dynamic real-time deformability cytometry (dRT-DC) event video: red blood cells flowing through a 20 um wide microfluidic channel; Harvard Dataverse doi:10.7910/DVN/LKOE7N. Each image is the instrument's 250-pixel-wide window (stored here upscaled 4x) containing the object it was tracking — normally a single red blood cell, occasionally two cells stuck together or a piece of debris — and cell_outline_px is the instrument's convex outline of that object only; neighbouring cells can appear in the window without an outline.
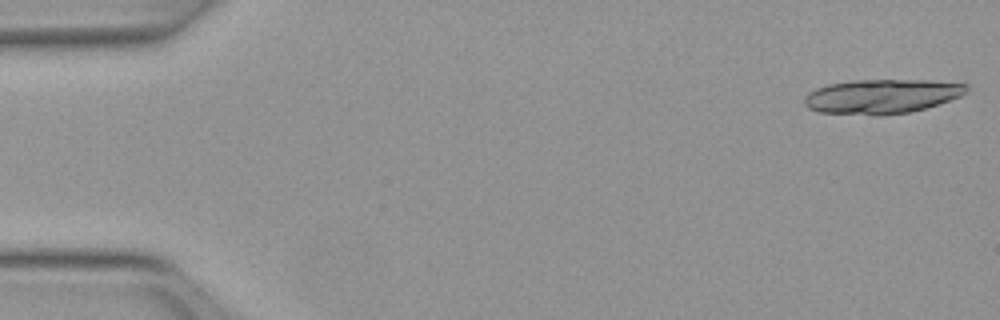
{"species": "Egyptian fruit bat (a non-hibernating species)", "species_latin": "Rousettus aegyptiacus", "temperature_condition": "warm", "stored_images_in_passage": 17, "camera_frame_rate_fps": 3000, "um_per_image_px": 0.085, "animal": {"sex": "female"}, "frame": {"image": 1, "passage_image": 1, "time_ms": 0.0, "image_size_px": [1000, 320], "cell_outline_px": [[968, 92], [960, 96], [912, 112], [880, 116], [872, 116], [820, 112], [808, 108], [804, 104], [804, 96], [808, 92], [816, 88], [828, 84], [856, 80], [928, 80], [968, 84]], "centroid_in_image_um": [74.92, 8.2], "position_along_channel_um": 10.1, "area_um2": 32.71}}